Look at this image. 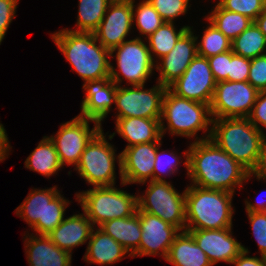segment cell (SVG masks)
Wrapping results in <instances>:
<instances>
[{"instance_id":"cell-1","label":"cell","mask_w":266,"mask_h":266,"mask_svg":"<svg viewBox=\"0 0 266 266\" xmlns=\"http://www.w3.org/2000/svg\"><path fill=\"white\" fill-rule=\"evenodd\" d=\"M185 151L187 176L192 185L234 194L252 176L210 138L193 141Z\"/></svg>"},{"instance_id":"cell-2","label":"cell","mask_w":266,"mask_h":266,"mask_svg":"<svg viewBox=\"0 0 266 266\" xmlns=\"http://www.w3.org/2000/svg\"><path fill=\"white\" fill-rule=\"evenodd\" d=\"M51 38L84 83L110 78V51L100 42L97 46L94 32H74L65 28Z\"/></svg>"},{"instance_id":"cell-3","label":"cell","mask_w":266,"mask_h":266,"mask_svg":"<svg viewBox=\"0 0 266 266\" xmlns=\"http://www.w3.org/2000/svg\"><path fill=\"white\" fill-rule=\"evenodd\" d=\"M210 139L250 173L266 142V133L248 118H220L212 121Z\"/></svg>"},{"instance_id":"cell-4","label":"cell","mask_w":266,"mask_h":266,"mask_svg":"<svg viewBox=\"0 0 266 266\" xmlns=\"http://www.w3.org/2000/svg\"><path fill=\"white\" fill-rule=\"evenodd\" d=\"M233 195L190 184L185 189L186 230L232 228Z\"/></svg>"},{"instance_id":"cell-5","label":"cell","mask_w":266,"mask_h":266,"mask_svg":"<svg viewBox=\"0 0 266 266\" xmlns=\"http://www.w3.org/2000/svg\"><path fill=\"white\" fill-rule=\"evenodd\" d=\"M210 105L189 100L174 94L167 88L163 103L160 119L162 137L168 130L171 135L195 138L194 141L209 139L212 132V121ZM167 122V127L165 122ZM206 131L205 137H197V133Z\"/></svg>"},{"instance_id":"cell-6","label":"cell","mask_w":266,"mask_h":266,"mask_svg":"<svg viewBox=\"0 0 266 266\" xmlns=\"http://www.w3.org/2000/svg\"><path fill=\"white\" fill-rule=\"evenodd\" d=\"M75 194L76 201L95 227L115 218L130 217L137 212V196L114 185L94 187Z\"/></svg>"},{"instance_id":"cell-7","label":"cell","mask_w":266,"mask_h":266,"mask_svg":"<svg viewBox=\"0 0 266 266\" xmlns=\"http://www.w3.org/2000/svg\"><path fill=\"white\" fill-rule=\"evenodd\" d=\"M23 203L16 208V215L26 221L39 235H48L65 218L69 200L65 199L56 185L49 189H31Z\"/></svg>"},{"instance_id":"cell-8","label":"cell","mask_w":266,"mask_h":266,"mask_svg":"<svg viewBox=\"0 0 266 266\" xmlns=\"http://www.w3.org/2000/svg\"><path fill=\"white\" fill-rule=\"evenodd\" d=\"M101 129L87 144L75 169L93 187L115 185V161L121 177V153L116 155L114 145L105 138ZM116 155V156H115ZM117 158V159H116Z\"/></svg>"},{"instance_id":"cell-9","label":"cell","mask_w":266,"mask_h":266,"mask_svg":"<svg viewBox=\"0 0 266 266\" xmlns=\"http://www.w3.org/2000/svg\"><path fill=\"white\" fill-rule=\"evenodd\" d=\"M114 52L119 72L110 63V79L117 86H121L123 78L131 86L145 85L149 77L152 76L155 62L143 39L136 37L132 40H125L121 45L110 51V58L112 59Z\"/></svg>"},{"instance_id":"cell-10","label":"cell","mask_w":266,"mask_h":266,"mask_svg":"<svg viewBox=\"0 0 266 266\" xmlns=\"http://www.w3.org/2000/svg\"><path fill=\"white\" fill-rule=\"evenodd\" d=\"M148 185L142 196L137 194V211L155 215L180 231L186 230L185 190L180 194L166 180L148 181Z\"/></svg>"},{"instance_id":"cell-11","label":"cell","mask_w":266,"mask_h":266,"mask_svg":"<svg viewBox=\"0 0 266 266\" xmlns=\"http://www.w3.org/2000/svg\"><path fill=\"white\" fill-rule=\"evenodd\" d=\"M167 87L159 82L150 89L144 85L117 86L115 103L116 118L140 117L161 119L162 103Z\"/></svg>"},{"instance_id":"cell-12","label":"cell","mask_w":266,"mask_h":266,"mask_svg":"<svg viewBox=\"0 0 266 266\" xmlns=\"http://www.w3.org/2000/svg\"><path fill=\"white\" fill-rule=\"evenodd\" d=\"M258 94L248 81L216 82L210 104L212 118H248Z\"/></svg>"},{"instance_id":"cell-13","label":"cell","mask_w":266,"mask_h":266,"mask_svg":"<svg viewBox=\"0 0 266 266\" xmlns=\"http://www.w3.org/2000/svg\"><path fill=\"white\" fill-rule=\"evenodd\" d=\"M89 122H94L92 129L89 128ZM101 129L102 124L98 121L78 115L60 125L56 135L48 137L57 150L61 164L76 167L87 144Z\"/></svg>"},{"instance_id":"cell-14","label":"cell","mask_w":266,"mask_h":266,"mask_svg":"<svg viewBox=\"0 0 266 266\" xmlns=\"http://www.w3.org/2000/svg\"><path fill=\"white\" fill-rule=\"evenodd\" d=\"M215 87L208 59L197 55L183 75L168 88L180 97L210 105Z\"/></svg>"},{"instance_id":"cell-15","label":"cell","mask_w":266,"mask_h":266,"mask_svg":"<svg viewBox=\"0 0 266 266\" xmlns=\"http://www.w3.org/2000/svg\"><path fill=\"white\" fill-rule=\"evenodd\" d=\"M138 212L142 234L139 248L131 256L160 255L165 259L180 230L155 215L144 211Z\"/></svg>"},{"instance_id":"cell-16","label":"cell","mask_w":266,"mask_h":266,"mask_svg":"<svg viewBox=\"0 0 266 266\" xmlns=\"http://www.w3.org/2000/svg\"><path fill=\"white\" fill-rule=\"evenodd\" d=\"M132 25V0H113L94 34L111 51L126 40Z\"/></svg>"},{"instance_id":"cell-17","label":"cell","mask_w":266,"mask_h":266,"mask_svg":"<svg viewBox=\"0 0 266 266\" xmlns=\"http://www.w3.org/2000/svg\"><path fill=\"white\" fill-rule=\"evenodd\" d=\"M192 28L193 26L178 39L174 48L167 55L155 63V70L160 74L157 81L167 88L183 75L192 60L198 55V36L194 35Z\"/></svg>"},{"instance_id":"cell-18","label":"cell","mask_w":266,"mask_h":266,"mask_svg":"<svg viewBox=\"0 0 266 266\" xmlns=\"http://www.w3.org/2000/svg\"><path fill=\"white\" fill-rule=\"evenodd\" d=\"M162 137L157 142L136 144L125 147L121 152V185L146 184L153 180V170L158 145H162Z\"/></svg>"},{"instance_id":"cell-19","label":"cell","mask_w":266,"mask_h":266,"mask_svg":"<svg viewBox=\"0 0 266 266\" xmlns=\"http://www.w3.org/2000/svg\"><path fill=\"white\" fill-rule=\"evenodd\" d=\"M196 244L206 253L212 265L218 262L232 264L243 251L242 244L232 236V228L186 230Z\"/></svg>"},{"instance_id":"cell-20","label":"cell","mask_w":266,"mask_h":266,"mask_svg":"<svg viewBox=\"0 0 266 266\" xmlns=\"http://www.w3.org/2000/svg\"><path fill=\"white\" fill-rule=\"evenodd\" d=\"M117 85L110 78L87 81L83 84L86 91L79 116L98 121L100 124L107 117L115 103Z\"/></svg>"},{"instance_id":"cell-21","label":"cell","mask_w":266,"mask_h":266,"mask_svg":"<svg viewBox=\"0 0 266 266\" xmlns=\"http://www.w3.org/2000/svg\"><path fill=\"white\" fill-rule=\"evenodd\" d=\"M33 235H24L29 266H71L70 253L59 248L47 235Z\"/></svg>"},{"instance_id":"cell-22","label":"cell","mask_w":266,"mask_h":266,"mask_svg":"<svg viewBox=\"0 0 266 266\" xmlns=\"http://www.w3.org/2000/svg\"><path fill=\"white\" fill-rule=\"evenodd\" d=\"M93 228L92 222L84 212L65 218L47 237L72 255L74 247L87 242Z\"/></svg>"},{"instance_id":"cell-23","label":"cell","mask_w":266,"mask_h":266,"mask_svg":"<svg viewBox=\"0 0 266 266\" xmlns=\"http://www.w3.org/2000/svg\"><path fill=\"white\" fill-rule=\"evenodd\" d=\"M116 132L127 140V146L157 142L161 137L160 119L116 118Z\"/></svg>"},{"instance_id":"cell-24","label":"cell","mask_w":266,"mask_h":266,"mask_svg":"<svg viewBox=\"0 0 266 266\" xmlns=\"http://www.w3.org/2000/svg\"><path fill=\"white\" fill-rule=\"evenodd\" d=\"M86 250L83 259L89 264L113 265L128 254L121 244L98 227L92 229Z\"/></svg>"},{"instance_id":"cell-25","label":"cell","mask_w":266,"mask_h":266,"mask_svg":"<svg viewBox=\"0 0 266 266\" xmlns=\"http://www.w3.org/2000/svg\"><path fill=\"white\" fill-rule=\"evenodd\" d=\"M165 261L174 266H213L206 253L186 230L176 235Z\"/></svg>"},{"instance_id":"cell-26","label":"cell","mask_w":266,"mask_h":266,"mask_svg":"<svg viewBox=\"0 0 266 266\" xmlns=\"http://www.w3.org/2000/svg\"><path fill=\"white\" fill-rule=\"evenodd\" d=\"M98 228L121 244L129 257L139 248L142 230L138 211L130 217L106 221Z\"/></svg>"},{"instance_id":"cell-27","label":"cell","mask_w":266,"mask_h":266,"mask_svg":"<svg viewBox=\"0 0 266 266\" xmlns=\"http://www.w3.org/2000/svg\"><path fill=\"white\" fill-rule=\"evenodd\" d=\"M24 163L25 168L46 177L56 174L63 167L57 150L48 136L43 137Z\"/></svg>"},{"instance_id":"cell-28","label":"cell","mask_w":266,"mask_h":266,"mask_svg":"<svg viewBox=\"0 0 266 266\" xmlns=\"http://www.w3.org/2000/svg\"><path fill=\"white\" fill-rule=\"evenodd\" d=\"M209 14L206 16V19L214 24L231 41L253 22V20L245 15L223 9L218 3Z\"/></svg>"},{"instance_id":"cell-29","label":"cell","mask_w":266,"mask_h":266,"mask_svg":"<svg viewBox=\"0 0 266 266\" xmlns=\"http://www.w3.org/2000/svg\"><path fill=\"white\" fill-rule=\"evenodd\" d=\"M190 28V26H183L176 30L174 22H164L155 32L149 35L146 38L147 43L149 42L147 46L153 61L156 62L155 59L167 55L174 48L178 39Z\"/></svg>"},{"instance_id":"cell-30","label":"cell","mask_w":266,"mask_h":266,"mask_svg":"<svg viewBox=\"0 0 266 266\" xmlns=\"http://www.w3.org/2000/svg\"><path fill=\"white\" fill-rule=\"evenodd\" d=\"M234 54L255 58L266 54V37L253 21L251 25L231 42Z\"/></svg>"},{"instance_id":"cell-31","label":"cell","mask_w":266,"mask_h":266,"mask_svg":"<svg viewBox=\"0 0 266 266\" xmlns=\"http://www.w3.org/2000/svg\"><path fill=\"white\" fill-rule=\"evenodd\" d=\"M113 0H79L76 29L74 32H94Z\"/></svg>"},{"instance_id":"cell-32","label":"cell","mask_w":266,"mask_h":266,"mask_svg":"<svg viewBox=\"0 0 266 266\" xmlns=\"http://www.w3.org/2000/svg\"><path fill=\"white\" fill-rule=\"evenodd\" d=\"M134 4L135 0H132V21L133 23L134 21L136 22L135 25L140 35L146 36L145 38H147L155 32L164 21L148 0H143L138 3L137 7Z\"/></svg>"},{"instance_id":"cell-33","label":"cell","mask_w":266,"mask_h":266,"mask_svg":"<svg viewBox=\"0 0 266 266\" xmlns=\"http://www.w3.org/2000/svg\"><path fill=\"white\" fill-rule=\"evenodd\" d=\"M207 21L209 22V26L204 30L201 41L199 43L197 42L198 55L209 58L231 50L232 41L208 19Z\"/></svg>"},{"instance_id":"cell-34","label":"cell","mask_w":266,"mask_h":266,"mask_svg":"<svg viewBox=\"0 0 266 266\" xmlns=\"http://www.w3.org/2000/svg\"><path fill=\"white\" fill-rule=\"evenodd\" d=\"M223 9L239 13L255 20L264 11L266 0H218Z\"/></svg>"},{"instance_id":"cell-35","label":"cell","mask_w":266,"mask_h":266,"mask_svg":"<svg viewBox=\"0 0 266 266\" xmlns=\"http://www.w3.org/2000/svg\"><path fill=\"white\" fill-rule=\"evenodd\" d=\"M161 145H158L157 154L155 157V164L153 170V180L165 181L162 176L173 175L176 173L181 163V156H178L174 151L159 152ZM167 154V155H166ZM169 155V156H168ZM180 160V161H179ZM162 174V175H161Z\"/></svg>"},{"instance_id":"cell-36","label":"cell","mask_w":266,"mask_h":266,"mask_svg":"<svg viewBox=\"0 0 266 266\" xmlns=\"http://www.w3.org/2000/svg\"><path fill=\"white\" fill-rule=\"evenodd\" d=\"M190 0H148L164 22H174L177 17L187 13Z\"/></svg>"},{"instance_id":"cell-37","label":"cell","mask_w":266,"mask_h":266,"mask_svg":"<svg viewBox=\"0 0 266 266\" xmlns=\"http://www.w3.org/2000/svg\"><path fill=\"white\" fill-rule=\"evenodd\" d=\"M248 82L259 92L266 91V54L251 58Z\"/></svg>"},{"instance_id":"cell-38","label":"cell","mask_w":266,"mask_h":266,"mask_svg":"<svg viewBox=\"0 0 266 266\" xmlns=\"http://www.w3.org/2000/svg\"><path fill=\"white\" fill-rule=\"evenodd\" d=\"M261 256L266 257V212H247Z\"/></svg>"},{"instance_id":"cell-39","label":"cell","mask_w":266,"mask_h":266,"mask_svg":"<svg viewBox=\"0 0 266 266\" xmlns=\"http://www.w3.org/2000/svg\"><path fill=\"white\" fill-rule=\"evenodd\" d=\"M251 59L236 55L231 50V61L229 62L228 81H248Z\"/></svg>"},{"instance_id":"cell-40","label":"cell","mask_w":266,"mask_h":266,"mask_svg":"<svg viewBox=\"0 0 266 266\" xmlns=\"http://www.w3.org/2000/svg\"><path fill=\"white\" fill-rule=\"evenodd\" d=\"M216 82L228 81L231 50L207 58Z\"/></svg>"},{"instance_id":"cell-41","label":"cell","mask_w":266,"mask_h":266,"mask_svg":"<svg viewBox=\"0 0 266 266\" xmlns=\"http://www.w3.org/2000/svg\"><path fill=\"white\" fill-rule=\"evenodd\" d=\"M19 0H0V45L6 35V31L16 16Z\"/></svg>"},{"instance_id":"cell-42","label":"cell","mask_w":266,"mask_h":266,"mask_svg":"<svg viewBox=\"0 0 266 266\" xmlns=\"http://www.w3.org/2000/svg\"><path fill=\"white\" fill-rule=\"evenodd\" d=\"M248 119L257 129H266V91L259 92Z\"/></svg>"},{"instance_id":"cell-43","label":"cell","mask_w":266,"mask_h":266,"mask_svg":"<svg viewBox=\"0 0 266 266\" xmlns=\"http://www.w3.org/2000/svg\"><path fill=\"white\" fill-rule=\"evenodd\" d=\"M243 251L234 259L232 262L235 266H266V257H250L248 255L249 250L244 245H242Z\"/></svg>"},{"instance_id":"cell-44","label":"cell","mask_w":266,"mask_h":266,"mask_svg":"<svg viewBox=\"0 0 266 266\" xmlns=\"http://www.w3.org/2000/svg\"><path fill=\"white\" fill-rule=\"evenodd\" d=\"M257 180H266V142L262 145L257 163L250 172Z\"/></svg>"},{"instance_id":"cell-45","label":"cell","mask_w":266,"mask_h":266,"mask_svg":"<svg viewBox=\"0 0 266 266\" xmlns=\"http://www.w3.org/2000/svg\"><path fill=\"white\" fill-rule=\"evenodd\" d=\"M6 130L2 123H0V162H2L9 155V150L12 148L9 144Z\"/></svg>"},{"instance_id":"cell-46","label":"cell","mask_w":266,"mask_h":266,"mask_svg":"<svg viewBox=\"0 0 266 266\" xmlns=\"http://www.w3.org/2000/svg\"><path fill=\"white\" fill-rule=\"evenodd\" d=\"M245 204L246 212H266V200L257 201L254 204L246 200Z\"/></svg>"},{"instance_id":"cell-47","label":"cell","mask_w":266,"mask_h":266,"mask_svg":"<svg viewBox=\"0 0 266 266\" xmlns=\"http://www.w3.org/2000/svg\"><path fill=\"white\" fill-rule=\"evenodd\" d=\"M254 22L266 37V6L264 11L258 15Z\"/></svg>"}]
</instances>
